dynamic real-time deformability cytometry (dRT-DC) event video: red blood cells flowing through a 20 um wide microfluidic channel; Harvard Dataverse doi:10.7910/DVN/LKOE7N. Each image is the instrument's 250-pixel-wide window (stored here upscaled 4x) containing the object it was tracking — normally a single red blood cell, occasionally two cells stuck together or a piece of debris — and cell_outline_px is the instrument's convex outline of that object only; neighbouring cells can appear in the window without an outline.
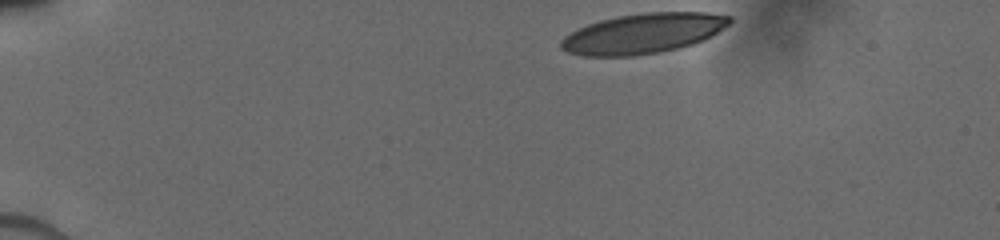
{"species": "human", "species_latin": "Homo sapiens", "temperature_condition": "cold", "stored_images_in_passage": 37, "camera_frame_rate_fps": 3000, "um_per_image_px": 0.085, "donor": {"sex": "male"}, "frame": {"image": 1, "passage_image": 1, "time_ms": 0.0, "image_size_px": [1000, 240], "cell_outline_px": [[732, 20], [728, 24], [704, 40], [680, 48], [660, 52], [632, 56], [580, 56], [568, 52], [560, 48], [560, 40], [564, 36], [588, 24], [600, 20], [616, 16], [644, 12], [704, 12], [732, 16]], "centroid_in_image_um": [54.64, 2.84], "position_along_channel_um": 30.4, "area_um2": 39.42}}
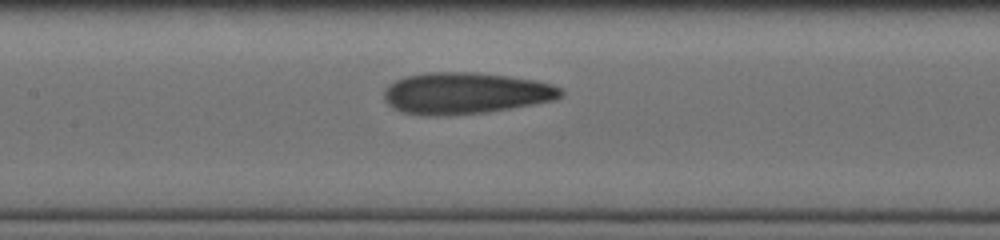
{"frame": {"image": 2, "passage_image": 21, "time_ms": 5.667, "image_size_px": [1000, 240], "cell_outline_px": [[564, 92], [556, 100], [484, 112], [444, 116], [424, 116], [400, 112], [392, 108], [384, 100], [384, 88], [388, 84], [396, 80], [408, 76], [428, 72], [476, 72], [508, 76], [536, 80], [552, 84], [560, 88]], "centroid_in_image_um": [39.52, 7.92], "position_along_channel_um": 167.9, "area_um2": 42.95}}
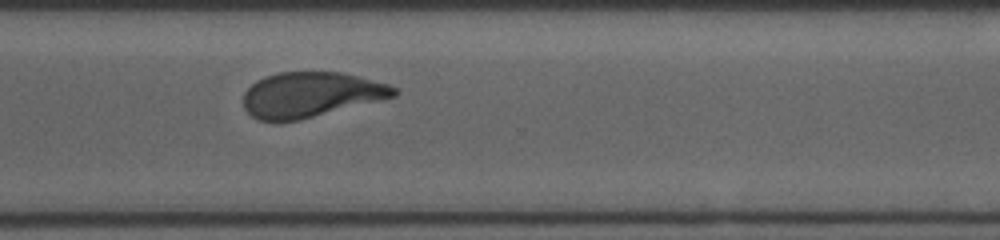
{"frame": {"image": 3, "passage_image": 36, "time_ms": 10.0, "image_size_px": [1000, 240], "cell_outline_px": [[400, 92], [396, 96], [300, 120], [260, 120], [252, 116], [244, 108], [244, 92], [256, 80], [264, 76], [280, 72], [340, 72], [388, 84], [396, 88]], "centroid_in_image_um": [26.41, 8.04], "position_along_channel_um": 344.2, "area_um2": 39.25}}